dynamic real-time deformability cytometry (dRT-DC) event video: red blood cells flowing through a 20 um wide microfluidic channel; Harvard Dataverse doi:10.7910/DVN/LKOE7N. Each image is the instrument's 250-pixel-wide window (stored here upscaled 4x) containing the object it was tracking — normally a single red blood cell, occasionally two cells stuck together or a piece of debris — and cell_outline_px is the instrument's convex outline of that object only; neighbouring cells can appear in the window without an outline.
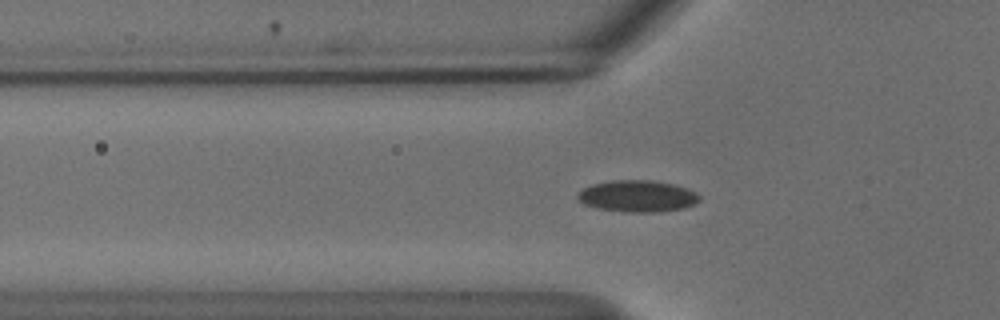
{"species": "common noctule bat (a hibernating species)", "species_latin": "Nyctalus noctula", "temperature_condition": "cold", "stored_images_in_passage": 37, "camera_frame_rate_fps": 3000, "um_per_image_px": 0.085, "animal": {"sex": "male", "body_mass_g": 18.8}, "frame": {"image": 1, "passage_image": 3, "time_ms": 0.667, "image_size_px": [1000, 320], "cell_outline_px": [[700, 200], [696, 204], [684, 208], [660, 212], [624, 212], [596, 208], [584, 204], [576, 200], [576, 196], [584, 188], [592, 184], [612, 180], [652, 180], [672, 184], [688, 188], [696, 192], [700, 196]], "centroid_in_image_um": [54.19, 16.68], "position_along_channel_um": 71.6, "area_um2": 22.72}}
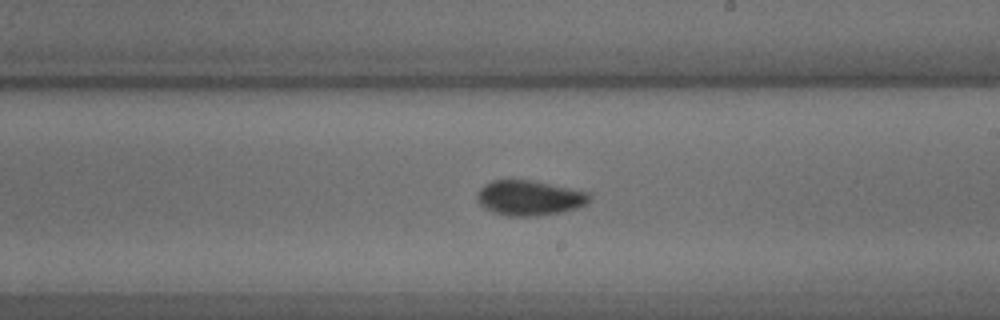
{"frame": {"image": 2, "passage_image": 17, "time_ms": 5.333, "image_size_px": [1000, 320], "cell_outline_px": [[588, 200], [584, 204], [576, 208], [560, 212], [536, 216], [508, 216], [492, 212], [484, 208], [476, 200], [476, 192], [484, 184], [492, 180], [532, 180], [588, 192]], "centroid_in_image_um": [44.91, 16.82], "position_along_channel_um": 244.1, "area_um2": 22.83}}
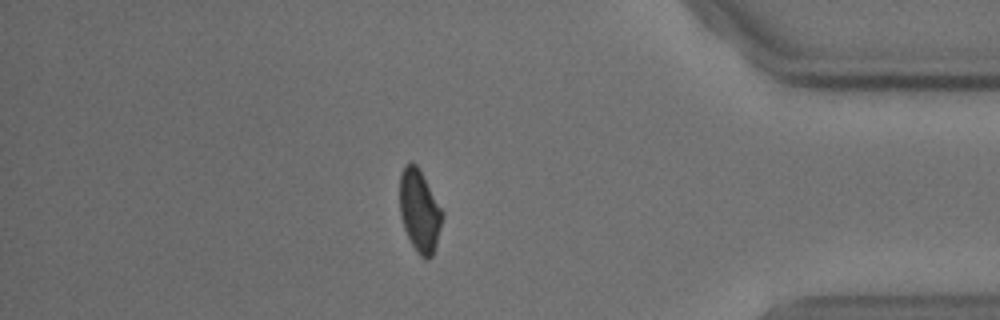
{"frame": {"image": 3, "passage_image": 32, "time_ms": 10.333, "image_size_px": [1000, 320], "cell_outline_px": [[444, 216], [436, 244], [432, 256], [428, 260], [424, 260], [416, 252], [404, 228], [400, 216], [400, 172], [404, 164], [412, 160], [416, 164], [444, 212]], "centroid_in_image_um": [35.66, 17.92], "position_along_channel_um": 399.5, "area_um2": 20.58}}